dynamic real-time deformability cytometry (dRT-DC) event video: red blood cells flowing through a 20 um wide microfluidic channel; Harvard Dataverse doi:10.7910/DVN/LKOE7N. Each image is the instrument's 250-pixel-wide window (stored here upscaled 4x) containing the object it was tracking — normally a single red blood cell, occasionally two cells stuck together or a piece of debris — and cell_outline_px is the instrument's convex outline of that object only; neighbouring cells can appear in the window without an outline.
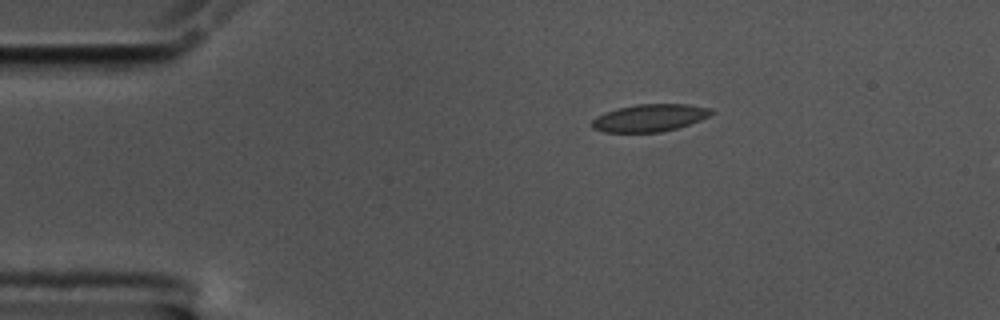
{"species": "common noctule bat (a hibernating species)", "species_latin": "Nyctalus noctula", "temperature_condition": "cold", "stored_images_in_passage": 47, "camera_frame_rate_fps": 3000, "um_per_image_px": 0.085, "animal": {"sex": "male", "body_mass_g": 17.5, "forearm_length_mm": 52.3}, "frame": {"image": 1, "passage_image": 1, "time_ms": 0.0, "image_size_px": [1000, 320], "cell_outline_px": [[716, 112], [700, 120], [676, 128], [660, 132], [604, 132], [592, 128], [592, 120], [596, 116], [604, 112], [616, 108], [636, 104], [688, 104], [712, 108]], "centroid_in_image_um": [55.21, 10.0], "position_along_channel_um": 29.8, "area_um2": 19.13}}
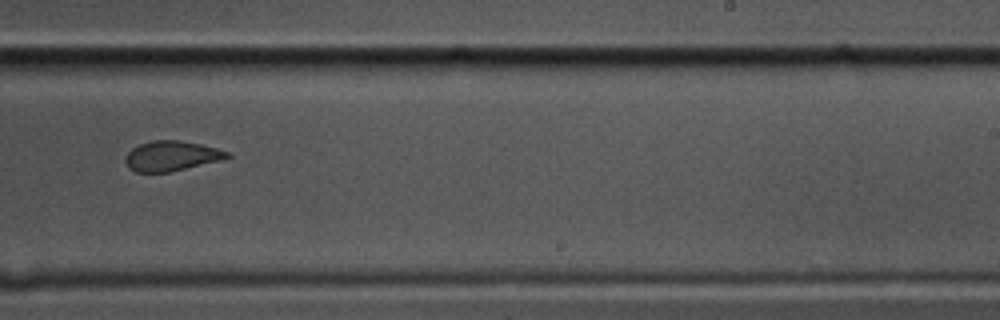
{"frame": {"image": 2, "passage_image": 26, "time_ms": 8.333, "image_size_px": [1000, 320], "cell_outline_px": [[232, 156], [220, 160], [168, 172], [136, 172], [128, 168], [124, 160], [124, 156], [132, 148], [140, 144], [152, 140], [180, 140], [200, 144], [232, 152]], "centroid_in_image_um": [14.55, 13.25], "position_along_channel_um": 274.4, "area_um2": 17.8}}
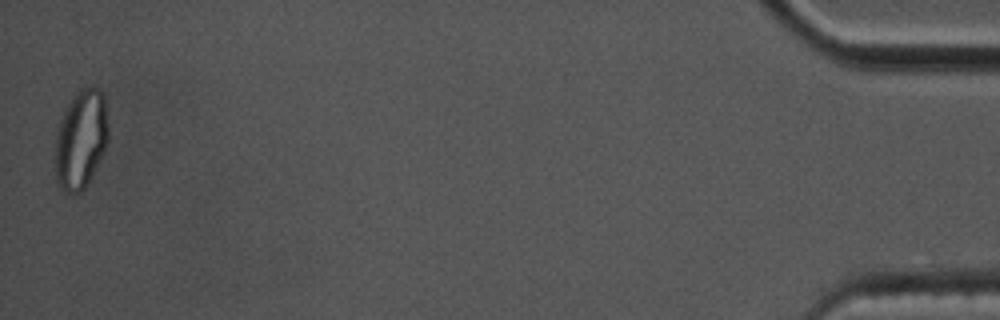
{"frame": {"image": 3, "passage_image": 47, "time_ms": 15.333, "image_size_px": [1000, 320], "cell_outline_px": [[108, 140], [104, 152], [88, 184], [80, 192], [72, 196], [64, 192], [60, 188], [56, 180], [56, 132], [60, 120], [68, 104], [76, 92], [80, 88], [100, 88], [104, 92], [108, 128]], "centroid_in_image_um": [6.89, 11.87], "position_along_channel_um": 428.3, "area_um2": 30.87}, "authors_computed_cell_mechanics": {"area_um2": 19.0162, "velocity_mm_per_s": 3.5303, "shape_relaxation_time_tau1_ms": 9.0567, "shape_relaxation_time_tau2_ms": 1.224, "deformation_change_tau1": 0.2171, "deformation_change_tau2": 0.0675}}